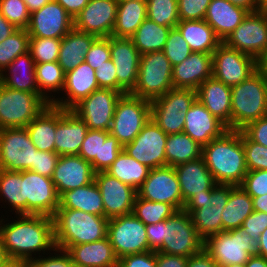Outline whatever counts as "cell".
Here are the masks:
<instances>
[{
  "label": "cell",
  "instance_id": "obj_65",
  "mask_svg": "<svg viewBox=\"0 0 267 267\" xmlns=\"http://www.w3.org/2000/svg\"><path fill=\"white\" fill-rule=\"evenodd\" d=\"M186 267H218L212 257L202 249L199 253L188 257Z\"/></svg>",
  "mask_w": 267,
  "mask_h": 267
},
{
  "label": "cell",
  "instance_id": "obj_8",
  "mask_svg": "<svg viewBox=\"0 0 267 267\" xmlns=\"http://www.w3.org/2000/svg\"><path fill=\"white\" fill-rule=\"evenodd\" d=\"M196 99L194 89L172 88L151 102V119L167 135L183 132L185 114Z\"/></svg>",
  "mask_w": 267,
  "mask_h": 267
},
{
  "label": "cell",
  "instance_id": "obj_27",
  "mask_svg": "<svg viewBox=\"0 0 267 267\" xmlns=\"http://www.w3.org/2000/svg\"><path fill=\"white\" fill-rule=\"evenodd\" d=\"M185 118L183 132L201 146L221 137L228 130L227 126L212 115L198 99L185 114Z\"/></svg>",
  "mask_w": 267,
  "mask_h": 267
},
{
  "label": "cell",
  "instance_id": "obj_38",
  "mask_svg": "<svg viewBox=\"0 0 267 267\" xmlns=\"http://www.w3.org/2000/svg\"><path fill=\"white\" fill-rule=\"evenodd\" d=\"M253 211L252 197L241 186L230 185L229 199L221 214L223 231L240 228Z\"/></svg>",
  "mask_w": 267,
  "mask_h": 267
},
{
  "label": "cell",
  "instance_id": "obj_50",
  "mask_svg": "<svg viewBox=\"0 0 267 267\" xmlns=\"http://www.w3.org/2000/svg\"><path fill=\"white\" fill-rule=\"evenodd\" d=\"M163 52L172 67L183 62L192 53L189 44L176 27L169 31Z\"/></svg>",
  "mask_w": 267,
  "mask_h": 267
},
{
  "label": "cell",
  "instance_id": "obj_31",
  "mask_svg": "<svg viewBox=\"0 0 267 267\" xmlns=\"http://www.w3.org/2000/svg\"><path fill=\"white\" fill-rule=\"evenodd\" d=\"M248 13L247 9L233 5L228 0H211L204 20L224 42Z\"/></svg>",
  "mask_w": 267,
  "mask_h": 267
},
{
  "label": "cell",
  "instance_id": "obj_15",
  "mask_svg": "<svg viewBox=\"0 0 267 267\" xmlns=\"http://www.w3.org/2000/svg\"><path fill=\"white\" fill-rule=\"evenodd\" d=\"M259 67L255 58L228 47L224 42L212 53V76L229 87L240 84Z\"/></svg>",
  "mask_w": 267,
  "mask_h": 267
},
{
  "label": "cell",
  "instance_id": "obj_70",
  "mask_svg": "<svg viewBox=\"0 0 267 267\" xmlns=\"http://www.w3.org/2000/svg\"><path fill=\"white\" fill-rule=\"evenodd\" d=\"M253 210L267 213V194L258 197H252Z\"/></svg>",
  "mask_w": 267,
  "mask_h": 267
},
{
  "label": "cell",
  "instance_id": "obj_16",
  "mask_svg": "<svg viewBox=\"0 0 267 267\" xmlns=\"http://www.w3.org/2000/svg\"><path fill=\"white\" fill-rule=\"evenodd\" d=\"M123 94L112 89L99 88L82 99L71 110L90 130L109 131L115 106Z\"/></svg>",
  "mask_w": 267,
  "mask_h": 267
},
{
  "label": "cell",
  "instance_id": "obj_11",
  "mask_svg": "<svg viewBox=\"0 0 267 267\" xmlns=\"http://www.w3.org/2000/svg\"><path fill=\"white\" fill-rule=\"evenodd\" d=\"M151 119V102L131 94H124L117 101L109 133L122 146L134 140L143 126Z\"/></svg>",
  "mask_w": 267,
  "mask_h": 267
},
{
  "label": "cell",
  "instance_id": "obj_67",
  "mask_svg": "<svg viewBox=\"0 0 267 267\" xmlns=\"http://www.w3.org/2000/svg\"><path fill=\"white\" fill-rule=\"evenodd\" d=\"M16 30L17 28L0 12V43L13 34Z\"/></svg>",
  "mask_w": 267,
  "mask_h": 267
},
{
  "label": "cell",
  "instance_id": "obj_2",
  "mask_svg": "<svg viewBox=\"0 0 267 267\" xmlns=\"http://www.w3.org/2000/svg\"><path fill=\"white\" fill-rule=\"evenodd\" d=\"M202 158L217 184L240 186L248 172L241 131L227 130L202 146Z\"/></svg>",
  "mask_w": 267,
  "mask_h": 267
},
{
  "label": "cell",
  "instance_id": "obj_53",
  "mask_svg": "<svg viewBox=\"0 0 267 267\" xmlns=\"http://www.w3.org/2000/svg\"><path fill=\"white\" fill-rule=\"evenodd\" d=\"M109 60H111L109 37H99L90 46L84 61L96 71Z\"/></svg>",
  "mask_w": 267,
  "mask_h": 267
},
{
  "label": "cell",
  "instance_id": "obj_37",
  "mask_svg": "<svg viewBox=\"0 0 267 267\" xmlns=\"http://www.w3.org/2000/svg\"><path fill=\"white\" fill-rule=\"evenodd\" d=\"M146 18V2L136 0L118 1L112 36L131 38Z\"/></svg>",
  "mask_w": 267,
  "mask_h": 267
},
{
  "label": "cell",
  "instance_id": "obj_74",
  "mask_svg": "<svg viewBox=\"0 0 267 267\" xmlns=\"http://www.w3.org/2000/svg\"><path fill=\"white\" fill-rule=\"evenodd\" d=\"M7 259V256L4 251V247L2 245V241L0 238V265Z\"/></svg>",
  "mask_w": 267,
  "mask_h": 267
},
{
  "label": "cell",
  "instance_id": "obj_18",
  "mask_svg": "<svg viewBox=\"0 0 267 267\" xmlns=\"http://www.w3.org/2000/svg\"><path fill=\"white\" fill-rule=\"evenodd\" d=\"M137 195L152 202H163L182 210L184 202L177 174L172 166L150 169Z\"/></svg>",
  "mask_w": 267,
  "mask_h": 267
},
{
  "label": "cell",
  "instance_id": "obj_45",
  "mask_svg": "<svg viewBox=\"0 0 267 267\" xmlns=\"http://www.w3.org/2000/svg\"><path fill=\"white\" fill-rule=\"evenodd\" d=\"M175 211L170 204L148 201L136 195L132 213L145 225H149L168 219Z\"/></svg>",
  "mask_w": 267,
  "mask_h": 267
},
{
  "label": "cell",
  "instance_id": "obj_43",
  "mask_svg": "<svg viewBox=\"0 0 267 267\" xmlns=\"http://www.w3.org/2000/svg\"><path fill=\"white\" fill-rule=\"evenodd\" d=\"M171 27L158 25L146 18L131 37L140 54L163 51Z\"/></svg>",
  "mask_w": 267,
  "mask_h": 267
},
{
  "label": "cell",
  "instance_id": "obj_39",
  "mask_svg": "<svg viewBox=\"0 0 267 267\" xmlns=\"http://www.w3.org/2000/svg\"><path fill=\"white\" fill-rule=\"evenodd\" d=\"M26 129L38 150L55 152L56 107H47L26 126Z\"/></svg>",
  "mask_w": 267,
  "mask_h": 267
},
{
  "label": "cell",
  "instance_id": "obj_3",
  "mask_svg": "<svg viewBox=\"0 0 267 267\" xmlns=\"http://www.w3.org/2000/svg\"><path fill=\"white\" fill-rule=\"evenodd\" d=\"M53 218L56 248L67 250L70 246L91 243L107 237L108 221L74 209H57Z\"/></svg>",
  "mask_w": 267,
  "mask_h": 267
},
{
  "label": "cell",
  "instance_id": "obj_55",
  "mask_svg": "<svg viewBox=\"0 0 267 267\" xmlns=\"http://www.w3.org/2000/svg\"><path fill=\"white\" fill-rule=\"evenodd\" d=\"M240 186L251 197L267 194V170L248 171Z\"/></svg>",
  "mask_w": 267,
  "mask_h": 267
},
{
  "label": "cell",
  "instance_id": "obj_21",
  "mask_svg": "<svg viewBox=\"0 0 267 267\" xmlns=\"http://www.w3.org/2000/svg\"><path fill=\"white\" fill-rule=\"evenodd\" d=\"M73 28L74 19L56 0H52L30 14L26 30L30 37L62 39Z\"/></svg>",
  "mask_w": 267,
  "mask_h": 267
},
{
  "label": "cell",
  "instance_id": "obj_76",
  "mask_svg": "<svg viewBox=\"0 0 267 267\" xmlns=\"http://www.w3.org/2000/svg\"><path fill=\"white\" fill-rule=\"evenodd\" d=\"M260 68L264 71V73L267 75V54L265 57L259 62Z\"/></svg>",
  "mask_w": 267,
  "mask_h": 267
},
{
  "label": "cell",
  "instance_id": "obj_58",
  "mask_svg": "<svg viewBox=\"0 0 267 267\" xmlns=\"http://www.w3.org/2000/svg\"><path fill=\"white\" fill-rule=\"evenodd\" d=\"M122 150L123 146L118 139L109 134L104 143H102L100 172L106 171L116 160Z\"/></svg>",
  "mask_w": 267,
  "mask_h": 267
},
{
  "label": "cell",
  "instance_id": "obj_51",
  "mask_svg": "<svg viewBox=\"0 0 267 267\" xmlns=\"http://www.w3.org/2000/svg\"><path fill=\"white\" fill-rule=\"evenodd\" d=\"M0 12L17 29H27L31 13L22 0H0Z\"/></svg>",
  "mask_w": 267,
  "mask_h": 267
},
{
  "label": "cell",
  "instance_id": "obj_13",
  "mask_svg": "<svg viewBox=\"0 0 267 267\" xmlns=\"http://www.w3.org/2000/svg\"><path fill=\"white\" fill-rule=\"evenodd\" d=\"M224 43L260 62L267 54V12H249Z\"/></svg>",
  "mask_w": 267,
  "mask_h": 267
},
{
  "label": "cell",
  "instance_id": "obj_1",
  "mask_svg": "<svg viewBox=\"0 0 267 267\" xmlns=\"http://www.w3.org/2000/svg\"><path fill=\"white\" fill-rule=\"evenodd\" d=\"M17 216V220H6L9 223L0 219V238L7 258L29 261L36 258V254L42 256L56 249L52 217L32 214Z\"/></svg>",
  "mask_w": 267,
  "mask_h": 267
},
{
  "label": "cell",
  "instance_id": "obj_63",
  "mask_svg": "<svg viewBox=\"0 0 267 267\" xmlns=\"http://www.w3.org/2000/svg\"><path fill=\"white\" fill-rule=\"evenodd\" d=\"M147 240L151 251H157L163 245V221L146 225Z\"/></svg>",
  "mask_w": 267,
  "mask_h": 267
},
{
  "label": "cell",
  "instance_id": "obj_52",
  "mask_svg": "<svg viewBox=\"0 0 267 267\" xmlns=\"http://www.w3.org/2000/svg\"><path fill=\"white\" fill-rule=\"evenodd\" d=\"M241 139L247 170H267V147L252 141L242 130Z\"/></svg>",
  "mask_w": 267,
  "mask_h": 267
},
{
  "label": "cell",
  "instance_id": "obj_72",
  "mask_svg": "<svg viewBox=\"0 0 267 267\" xmlns=\"http://www.w3.org/2000/svg\"><path fill=\"white\" fill-rule=\"evenodd\" d=\"M0 267H29L28 260L7 258Z\"/></svg>",
  "mask_w": 267,
  "mask_h": 267
},
{
  "label": "cell",
  "instance_id": "obj_9",
  "mask_svg": "<svg viewBox=\"0 0 267 267\" xmlns=\"http://www.w3.org/2000/svg\"><path fill=\"white\" fill-rule=\"evenodd\" d=\"M203 249L218 267L245 264L250 256L257 255L256 243L241 227L208 237L204 241Z\"/></svg>",
  "mask_w": 267,
  "mask_h": 267
},
{
  "label": "cell",
  "instance_id": "obj_10",
  "mask_svg": "<svg viewBox=\"0 0 267 267\" xmlns=\"http://www.w3.org/2000/svg\"><path fill=\"white\" fill-rule=\"evenodd\" d=\"M203 245L190 214L182 209L163 220V245L156 252L190 257L199 253Z\"/></svg>",
  "mask_w": 267,
  "mask_h": 267
},
{
  "label": "cell",
  "instance_id": "obj_42",
  "mask_svg": "<svg viewBox=\"0 0 267 267\" xmlns=\"http://www.w3.org/2000/svg\"><path fill=\"white\" fill-rule=\"evenodd\" d=\"M0 199L5 200L4 202H7L9 207L11 206V211H15L17 215L27 214V198H24L22 171L0 169Z\"/></svg>",
  "mask_w": 267,
  "mask_h": 267
},
{
  "label": "cell",
  "instance_id": "obj_61",
  "mask_svg": "<svg viewBox=\"0 0 267 267\" xmlns=\"http://www.w3.org/2000/svg\"><path fill=\"white\" fill-rule=\"evenodd\" d=\"M121 267H157L156 265V252L147 251L127 255L119 259Z\"/></svg>",
  "mask_w": 267,
  "mask_h": 267
},
{
  "label": "cell",
  "instance_id": "obj_7",
  "mask_svg": "<svg viewBox=\"0 0 267 267\" xmlns=\"http://www.w3.org/2000/svg\"><path fill=\"white\" fill-rule=\"evenodd\" d=\"M172 70L163 51L142 54L137 82L129 94L150 102L162 97L173 88Z\"/></svg>",
  "mask_w": 267,
  "mask_h": 267
},
{
  "label": "cell",
  "instance_id": "obj_69",
  "mask_svg": "<svg viewBox=\"0 0 267 267\" xmlns=\"http://www.w3.org/2000/svg\"><path fill=\"white\" fill-rule=\"evenodd\" d=\"M256 247L257 254L267 259V228L261 233Z\"/></svg>",
  "mask_w": 267,
  "mask_h": 267
},
{
  "label": "cell",
  "instance_id": "obj_68",
  "mask_svg": "<svg viewBox=\"0 0 267 267\" xmlns=\"http://www.w3.org/2000/svg\"><path fill=\"white\" fill-rule=\"evenodd\" d=\"M228 1L233 5L247 9L249 12L258 11V0H228Z\"/></svg>",
  "mask_w": 267,
  "mask_h": 267
},
{
  "label": "cell",
  "instance_id": "obj_19",
  "mask_svg": "<svg viewBox=\"0 0 267 267\" xmlns=\"http://www.w3.org/2000/svg\"><path fill=\"white\" fill-rule=\"evenodd\" d=\"M27 214L53 217L59 207V195L51 178L38 173L22 171Z\"/></svg>",
  "mask_w": 267,
  "mask_h": 267
},
{
  "label": "cell",
  "instance_id": "obj_24",
  "mask_svg": "<svg viewBox=\"0 0 267 267\" xmlns=\"http://www.w3.org/2000/svg\"><path fill=\"white\" fill-rule=\"evenodd\" d=\"M89 128L71 109L56 107L55 152L78 155Z\"/></svg>",
  "mask_w": 267,
  "mask_h": 267
},
{
  "label": "cell",
  "instance_id": "obj_4",
  "mask_svg": "<svg viewBox=\"0 0 267 267\" xmlns=\"http://www.w3.org/2000/svg\"><path fill=\"white\" fill-rule=\"evenodd\" d=\"M231 130L241 131L267 115V75L259 67L240 84L231 87Z\"/></svg>",
  "mask_w": 267,
  "mask_h": 267
},
{
  "label": "cell",
  "instance_id": "obj_66",
  "mask_svg": "<svg viewBox=\"0 0 267 267\" xmlns=\"http://www.w3.org/2000/svg\"><path fill=\"white\" fill-rule=\"evenodd\" d=\"M74 19L89 3V0H56Z\"/></svg>",
  "mask_w": 267,
  "mask_h": 267
},
{
  "label": "cell",
  "instance_id": "obj_34",
  "mask_svg": "<svg viewBox=\"0 0 267 267\" xmlns=\"http://www.w3.org/2000/svg\"><path fill=\"white\" fill-rule=\"evenodd\" d=\"M97 38L96 35L84 33L74 28L62 38L57 62L65 74L84 62L90 46Z\"/></svg>",
  "mask_w": 267,
  "mask_h": 267
},
{
  "label": "cell",
  "instance_id": "obj_71",
  "mask_svg": "<svg viewBox=\"0 0 267 267\" xmlns=\"http://www.w3.org/2000/svg\"><path fill=\"white\" fill-rule=\"evenodd\" d=\"M245 267H267V259L260 255H252L245 263Z\"/></svg>",
  "mask_w": 267,
  "mask_h": 267
},
{
  "label": "cell",
  "instance_id": "obj_56",
  "mask_svg": "<svg viewBox=\"0 0 267 267\" xmlns=\"http://www.w3.org/2000/svg\"><path fill=\"white\" fill-rule=\"evenodd\" d=\"M53 253L54 255L50 252L48 257L43 255L29 260V267H76L65 250L56 248Z\"/></svg>",
  "mask_w": 267,
  "mask_h": 267
},
{
  "label": "cell",
  "instance_id": "obj_32",
  "mask_svg": "<svg viewBox=\"0 0 267 267\" xmlns=\"http://www.w3.org/2000/svg\"><path fill=\"white\" fill-rule=\"evenodd\" d=\"M66 252L76 267H116L119 259L107 237L70 246Z\"/></svg>",
  "mask_w": 267,
  "mask_h": 267
},
{
  "label": "cell",
  "instance_id": "obj_73",
  "mask_svg": "<svg viewBox=\"0 0 267 267\" xmlns=\"http://www.w3.org/2000/svg\"><path fill=\"white\" fill-rule=\"evenodd\" d=\"M25 2L30 13L40 10L45 4L52 0H22Z\"/></svg>",
  "mask_w": 267,
  "mask_h": 267
},
{
  "label": "cell",
  "instance_id": "obj_17",
  "mask_svg": "<svg viewBox=\"0 0 267 267\" xmlns=\"http://www.w3.org/2000/svg\"><path fill=\"white\" fill-rule=\"evenodd\" d=\"M167 134L150 119L134 140L123 150L150 169L166 166L165 144Z\"/></svg>",
  "mask_w": 267,
  "mask_h": 267
},
{
  "label": "cell",
  "instance_id": "obj_48",
  "mask_svg": "<svg viewBox=\"0 0 267 267\" xmlns=\"http://www.w3.org/2000/svg\"><path fill=\"white\" fill-rule=\"evenodd\" d=\"M109 134V131L89 129L78 153L85 161L91 163L95 173L100 172L102 143Z\"/></svg>",
  "mask_w": 267,
  "mask_h": 267
},
{
  "label": "cell",
  "instance_id": "obj_20",
  "mask_svg": "<svg viewBox=\"0 0 267 267\" xmlns=\"http://www.w3.org/2000/svg\"><path fill=\"white\" fill-rule=\"evenodd\" d=\"M111 60L116 68L117 91L130 93L137 82L141 54L131 38L110 36Z\"/></svg>",
  "mask_w": 267,
  "mask_h": 267
},
{
  "label": "cell",
  "instance_id": "obj_40",
  "mask_svg": "<svg viewBox=\"0 0 267 267\" xmlns=\"http://www.w3.org/2000/svg\"><path fill=\"white\" fill-rule=\"evenodd\" d=\"M166 166L193 161L202 157V146L184 132L167 135L165 144Z\"/></svg>",
  "mask_w": 267,
  "mask_h": 267
},
{
  "label": "cell",
  "instance_id": "obj_46",
  "mask_svg": "<svg viewBox=\"0 0 267 267\" xmlns=\"http://www.w3.org/2000/svg\"><path fill=\"white\" fill-rule=\"evenodd\" d=\"M30 36L26 29H17L13 34L0 43V72L19 55L29 52Z\"/></svg>",
  "mask_w": 267,
  "mask_h": 267
},
{
  "label": "cell",
  "instance_id": "obj_36",
  "mask_svg": "<svg viewBox=\"0 0 267 267\" xmlns=\"http://www.w3.org/2000/svg\"><path fill=\"white\" fill-rule=\"evenodd\" d=\"M176 28L192 52L213 53L222 43L210 25L203 20L179 21Z\"/></svg>",
  "mask_w": 267,
  "mask_h": 267
},
{
  "label": "cell",
  "instance_id": "obj_62",
  "mask_svg": "<svg viewBox=\"0 0 267 267\" xmlns=\"http://www.w3.org/2000/svg\"><path fill=\"white\" fill-rule=\"evenodd\" d=\"M242 131L252 141L267 147V115L249 123Z\"/></svg>",
  "mask_w": 267,
  "mask_h": 267
},
{
  "label": "cell",
  "instance_id": "obj_59",
  "mask_svg": "<svg viewBox=\"0 0 267 267\" xmlns=\"http://www.w3.org/2000/svg\"><path fill=\"white\" fill-rule=\"evenodd\" d=\"M257 244L261 233L267 228V213L260 211H253L241 226Z\"/></svg>",
  "mask_w": 267,
  "mask_h": 267
},
{
  "label": "cell",
  "instance_id": "obj_49",
  "mask_svg": "<svg viewBox=\"0 0 267 267\" xmlns=\"http://www.w3.org/2000/svg\"><path fill=\"white\" fill-rule=\"evenodd\" d=\"M61 41L58 38L30 37L29 52L35 64L57 62Z\"/></svg>",
  "mask_w": 267,
  "mask_h": 267
},
{
  "label": "cell",
  "instance_id": "obj_33",
  "mask_svg": "<svg viewBox=\"0 0 267 267\" xmlns=\"http://www.w3.org/2000/svg\"><path fill=\"white\" fill-rule=\"evenodd\" d=\"M1 83L10 89L40 93L36 81L35 62L30 52L19 55L9 64L1 73Z\"/></svg>",
  "mask_w": 267,
  "mask_h": 267
},
{
  "label": "cell",
  "instance_id": "obj_14",
  "mask_svg": "<svg viewBox=\"0 0 267 267\" xmlns=\"http://www.w3.org/2000/svg\"><path fill=\"white\" fill-rule=\"evenodd\" d=\"M37 150L26 127L0 129V169L28 170L35 165Z\"/></svg>",
  "mask_w": 267,
  "mask_h": 267
},
{
  "label": "cell",
  "instance_id": "obj_5",
  "mask_svg": "<svg viewBox=\"0 0 267 267\" xmlns=\"http://www.w3.org/2000/svg\"><path fill=\"white\" fill-rule=\"evenodd\" d=\"M230 195V185L217 184L205 194L193 195L185 203L183 210L190 214L200 238L223 232L221 214Z\"/></svg>",
  "mask_w": 267,
  "mask_h": 267
},
{
  "label": "cell",
  "instance_id": "obj_57",
  "mask_svg": "<svg viewBox=\"0 0 267 267\" xmlns=\"http://www.w3.org/2000/svg\"><path fill=\"white\" fill-rule=\"evenodd\" d=\"M59 157L56 152L37 150L35 165H32L28 170L52 178Z\"/></svg>",
  "mask_w": 267,
  "mask_h": 267
},
{
  "label": "cell",
  "instance_id": "obj_22",
  "mask_svg": "<svg viewBox=\"0 0 267 267\" xmlns=\"http://www.w3.org/2000/svg\"><path fill=\"white\" fill-rule=\"evenodd\" d=\"M94 181L101 192L107 219L132 213L137 195L136 189L122 183L106 171L95 173Z\"/></svg>",
  "mask_w": 267,
  "mask_h": 267
},
{
  "label": "cell",
  "instance_id": "obj_77",
  "mask_svg": "<svg viewBox=\"0 0 267 267\" xmlns=\"http://www.w3.org/2000/svg\"><path fill=\"white\" fill-rule=\"evenodd\" d=\"M222 267H245V264H229Z\"/></svg>",
  "mask_w": 267,
  "mask_h": 267
},
{
  "label": "cell",
  "instance_id": "obj_47",
  "mask_svg": "<svg viewBox=\"0 0 267 267\" xmlns=\"http://www.w3.org/2000/svg\"><path fill=\"white\" fill-rule=\"evenodd\" d=\"M147 18L158 25L175 28L179 23L177 0H147Z\"/></svg>",
  "mask_w": 267,
  "mask_h": 267
},
{
  "label": "cell",
  "instance_id": "obj_64",
  "mask_svg": "<svg viewBox=\"0 0 267 267\" xmlns=\"http://www.w3.org/2000/svg\"><path fill=\"white\" fill-rule=\"evenodd\" d=\"M188 257L156 252L157 267H186Z\"/></svg>",
  "mask_w": 267,
  "mask_h": 267
},
{
  "label": "cell",
  "instance_id": "obj_54",
  "mask_svg": "<svg viewBox=\"0 0 267 267\" xmlns=\"http://www.w3.org/2000/svg\"><path fill=\"white\" fill-rule=\"evenodd\" d=\"M211 0H177L180 21L203 20Z\"/></svg>",
  "mask_w": 267,
  "mask_h": 267
},
{
  "label": "cell",
  "instance_id": "obj_78",
  "mask_svg": "<svg viewBox=\"0 0 267 267\" xmlns=\"http://www.w3.org/2000/svg\"><path fill=\"white\" fill-rule=\"evenodd\" d=\"M118 1H130V0H118ZM136 1H143V2H147V0H136Z\"/></svg>",
  "mask_w": 267,
  "mask_h": 267
},
{
  "label": "cell",
  "instance_id": "obj_26",
  "mask_svg": "<svg viewBox=\"0 0 267 267\" xmlns=\"http://www.w3.org/2000/svg\"><path fill=\"white\" fill-rule=\"evenodd\" d=\"M97 89L99 86L95 70L84 61L65 74V84L62 90V93L65 92L64 96L56 97L51 105L61 109H72Z\"/></svg>",
  "mask_w": 267,
  "mask_h": 267
},
{
  "label": "cell",
  "instance_id": "obj_6",
  "mask_svg": "<svg viewBox=\"0 0 267 267\" xmlns=\"http://www.w3.org/2000/svg\"><path fill=\"white\" fill-rule=\"evenodd\" d=\"M51 103L41 93H30L0 84V129L26 127Z\"/></svg>",
  "mask_w": 267,
  "mask_h": 267
},
{
  "label": "cell",
  "instance_id": "obj_12",
  "mask_svg": "<svg viewBox=\"0 0 267 267\" xmlns=\"http://www.w3.org/2000/svg\"><path fill=\"white\" fill-rule=\"evenodd\" d=\"M107 238L118 259L151 251L147 240L146 225L133 213L109 219Z\"/></svg>",
  "mask_w": 267,
  "mask_h": 267
},
{
  "label": "cell",
  "instance_id": "obj_25",
  "mask_svg": "<svg viewBox=\"0 0 267 267\" xmlns=\"http://www.w3.org/2000/svg\"><path fill=\"white\" fill-rule=\"evenodd\" d=\"M94 175L90 162L79 155H64L59 157L51 179L60 196L65 191L90 184Z\"/></svg>",
  "mask_w": 267,
  "mask_h": 267
},
{
  "label": "cell",
  "instance_id": "obj_44",
  "mask_svg": "<svg viewBox=\"0 0 267 267\" xmlns=\"http://www.w3.org/2000/svg\"><path fill=\"white\" fill-rule=\"evenodd\" d=\"M35 73L39 92L52 103L55 97L51 92L59 94L64 88L65 73L62 67L58 62L39 63L35 64Z\"/></svg>",
  "mask_w": 267,
  "mask_h": 267
},
{
  "label": "cell",
  "instance_id": "obj_60",
  "mask_svg": "<svg viewBox=\"0 0 267 267\" xmlns=\"http://www.w3.org/2000/svg\"><path fill=\"white\" fill-rule=\"evenodd\" d=\"M95 76L99 88L112 89L117 91L116 68L112 60L104 62V64L99 66L98 69L95 71Z\"/></svg>",
  "mask_w": 267,
  "mask_h": 267
},
{
  "label": "cell",
  "instance_id": "obj_29",
  "mask_svg": "<svg viewBox=\"0 0 267 267\" xmlns=\"http://www.w3.org/2000/svg\"><path fill=\"white\" fill-rule=\"evenodd\" d=\"M197 99L231 130V87L213 76L196 89Z\"/></svg>",
  "mask_w": 267,
  "mask_h": 267
},
{
  "label": "cell",
  "instance_id": "obj_35",
  "mask_svg": "<svg viewBox=\"0 0 267 267\" xmlns=\"http://www.w3.org/2000/svg\"><path fill=\"white\" fill-rule=\"evenodd\" d=\"M58 209H74L105 217L103 199L96 182L65 191L59 196Z\"/></svg>",
  "mask_w": 267,
  "mask_h": 267
},
{
  "label": "cell",
  "instance_id": "obj_75",
  "mask_svg": "<svg viewBox=\"0 0 267 267\" xmlns=\"http://www.w3.org/2000/svg\"><path fill=\"white\" fill-rule=\"evenodd\" d=\"M258 10L267 12V0H258Z\"/></svg>",
  "mask_w": 267,
  "mask_h": 267
},
{
  "label": "cell",
  "instance_id": "obj_28",
  "mask_svg": "<svg viewBox=\"0 0 267 267\" xmlns=\"http://www.w3.org/2000/svg\"><path fill=\"white\" fill-rule=\"evenodd\" d=\"M212 77V54L192 52L180 64L173 66V88L196 90L204 81Z\"/></svg>",
  "mask_w": 267,
  "mask_h": 267
},
{
  "label": "cell",
  "instance_id": "obj_41",
  "mask_svg": "<svg viewBox=\"0 0 267 267\" xmlns=\"http://www.w3.org/2000/svg\"><path fill=\"white\" fill-rule=\"evenodd\" d=\"M150 168L129 156L124 150L120 152L116 160L106 170L111 176L116 177L122 183L138 190L148 177Z\"/></svg>",
  "mask_w": 267,
  "mask_h": 267
},
{
  "label": "cell",
  "instance_id": "obj_23",
  "mask_svg": "<svg viewBox=\"0 0 267 267\" xmlns=\"http://www.w3.org/2000/svg\"><path fill=\"white\" fill-rule=\"evenodd\" d=\"M118 0H89L74 18V29L99 37L112 36Z\"/></svg>",
  "mask_w": 267,
  "mask_h": 267
},
{
  "label": "cell",
  "instance_id": "obj_30",
  "mask_svg": "<svg viewBox=\"0 0 267 267\" xmlns=\"http://www.w3.org/2000/svg\"><path fill=\"white\" fill-rule=\"evenodd\" d=\"M174 170L179 180L184 203L191 196L205 194V190H212L217 185L202 157L178 164Z\"/></svg>",
  "mask_w": 267,
  "mask_h": 267
}]
</instances>
